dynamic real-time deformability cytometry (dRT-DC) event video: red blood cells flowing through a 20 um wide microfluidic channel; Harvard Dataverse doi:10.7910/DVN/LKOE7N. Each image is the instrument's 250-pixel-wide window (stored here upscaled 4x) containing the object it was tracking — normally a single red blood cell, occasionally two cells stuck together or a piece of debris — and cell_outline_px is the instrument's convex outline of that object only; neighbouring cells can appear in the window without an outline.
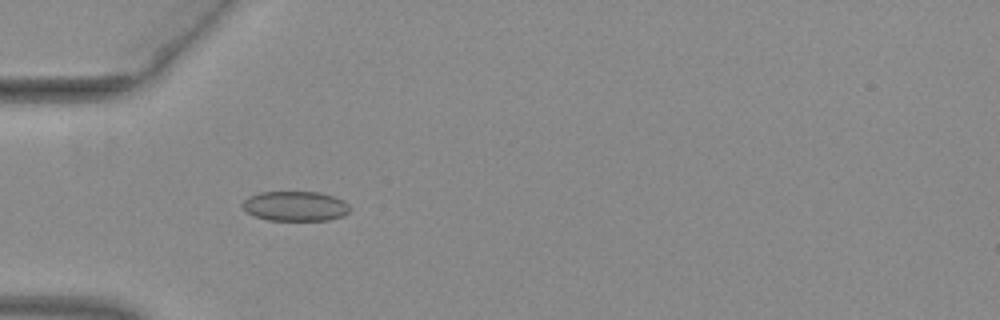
{"species": "common noctule bat (a hibernating species)", "species_latin": "Nyctalus noctula", "temperature_condition": "warm", "stored_images_in_passage": 22, "camera_frame_rate_fps": 3000, "um_per_image_px": 0.085, "animal": {"sex": "female", "body_mass_g": 29.2, "forearm_length_mm": 56.3}, "frame": {"image": 1, "passage_image": 18, "time_ms": 5.667, "image_size_px": [1000, 320], "cell_outline_px": [[352, 208], [344, 216], [328, 220], [268, 220], [244, 212], [240, 204], [248, 196], [260, 192], [320, 192], [344, 200]], "centroid_in_image_um": [25.08, 17.52], "position_along_channel_um": 59.9, "area_um2": 18.9}}
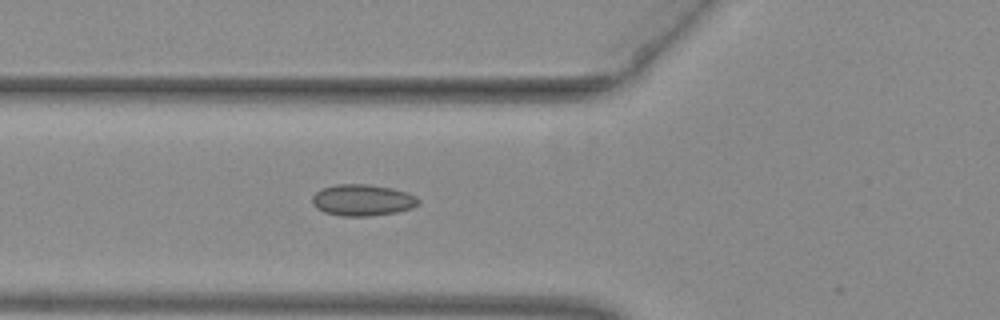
{"frame": {"image": 2, "passage_image": 21, "time_ms": 6.667, "image_size_px": [1000, 320], "cell_outline_px": [[420, 204], [412, 208], [396, 212], [372, 216], [340, 216], [324, 212], [316, 208], [312, 204], [312, 196], [316, 192], [324, 188], [336, 184], [368, 184], [392, 188], [408, 192], [416, 196], [420, 200]], "centroid_in_image_um": [30.83, 17.01], "position_along_channel_um": 95.0, "area_um2": 19.65}}